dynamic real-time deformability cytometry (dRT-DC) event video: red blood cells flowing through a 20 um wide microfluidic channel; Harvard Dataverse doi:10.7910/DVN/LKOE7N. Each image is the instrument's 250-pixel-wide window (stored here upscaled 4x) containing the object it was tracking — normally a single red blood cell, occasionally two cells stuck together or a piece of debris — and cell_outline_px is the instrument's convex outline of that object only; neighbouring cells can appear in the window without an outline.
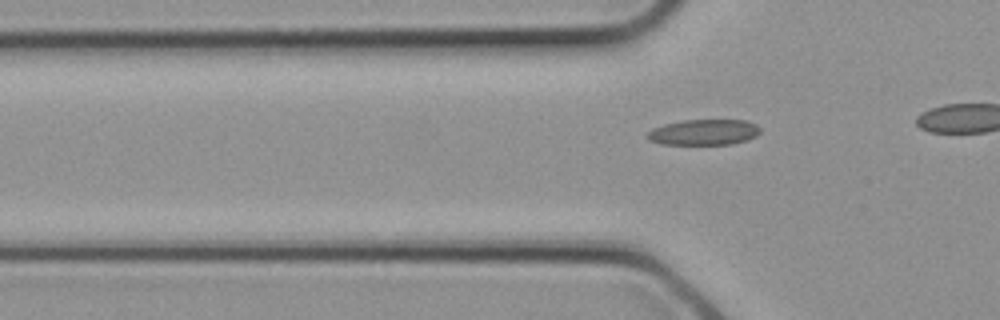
{"species": "common noctule bat (a hibernating species)", "species_latin": "Nyctalus noctula", "temperature_condition": "cold", "stored_images_in_passage": 2, "camera_frame_rate_fps": 3000, "um_per_image_px": 0.085, "animal": {"sex": "female", "body_mass_g": 21.9}, "frame": {"image": 1, "passage_image": 2, "time_ms": 0.333, "image_size_px": [1000, 320], "cell_outline_px": [[760, 132], [756, 136], [748, 140], [732, 144], [660, 144], [648, 140], [644, 136], [652, 128], [664, 124], [684, 120], [744, 120], [756, 124], [760, 128]], "centroid_in_image_um": [59.8, 11.24], "position_along_channel_um": 66.0, "area_um2": 17.05}}